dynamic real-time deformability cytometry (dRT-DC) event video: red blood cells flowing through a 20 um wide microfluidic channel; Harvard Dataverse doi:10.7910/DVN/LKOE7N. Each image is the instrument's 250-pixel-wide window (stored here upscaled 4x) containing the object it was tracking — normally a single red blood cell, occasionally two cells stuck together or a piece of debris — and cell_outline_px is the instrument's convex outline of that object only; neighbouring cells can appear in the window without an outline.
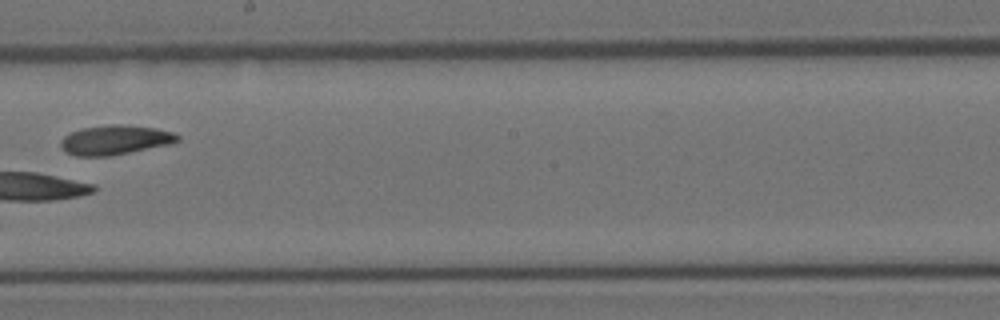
{"species": "Egyptian fruit bat (a non-hibernating species)", "species_latin": "Rousettus aegyptiacus", "temperature_condition": "room temperature", "stored_images_in_passage": 26, "camera_frame_rate_fps": 3000, "um_per_image_px": 0.085, "animal": {"sex": "female"}, "frame": {"image": 1, "passage_image": 15, "time_ms": 4.667, "image_size_px": [1000, 320], "cell_outline_px": [[180, 140], [168, 144], [108, 156], [76, 156], [68, 152], [60, 144], [60, 140], [64, 136], [80, 128], [112, 124], [120, 124], [156, 128], [172, 132], [180, 136]], "centroid_in_image_um": [9.77, 11.88], "position_along_channel_um": 238.4, "area_um2": 19.77}}